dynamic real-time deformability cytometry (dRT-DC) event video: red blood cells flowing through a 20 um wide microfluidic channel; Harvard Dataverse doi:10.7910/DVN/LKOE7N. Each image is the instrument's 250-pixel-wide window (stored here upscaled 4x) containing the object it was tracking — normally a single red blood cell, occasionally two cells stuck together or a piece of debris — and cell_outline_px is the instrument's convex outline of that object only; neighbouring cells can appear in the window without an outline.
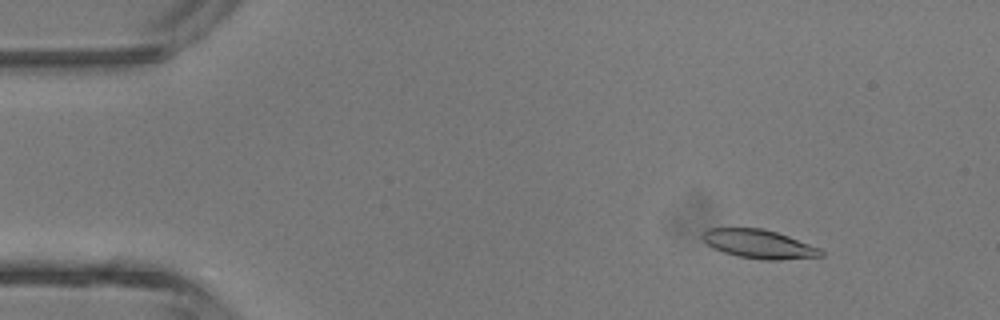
{"species": "common noctule bat (a hibernating species)", "species_latin": "Nyctalus noctula", "temperature_condition": "room temperature", "stored_images_in_passage": 3, "camera_frame_rate_fps": 3000, "um_per_image_px": 0.085, "animal": {"sex": "male", "body_mass_g": 13.3}, "frame": {"image": 1, "passage_image": 1, "time_ms": 0.0, "image_size_px": [1000, 320], "cell_outline_px": [[824, 256], [780, 260], [764, 260], [740, 256], [724, 252], [708, 244], [704, 240], [704, 232], [708, 228], [764, 228], [788, 236], [820, 248], [824, 252]], "centroid_in_image_um": [64.57, 20.74], "position_along_channel_um": 20.4, "area_um2": 19.54}}